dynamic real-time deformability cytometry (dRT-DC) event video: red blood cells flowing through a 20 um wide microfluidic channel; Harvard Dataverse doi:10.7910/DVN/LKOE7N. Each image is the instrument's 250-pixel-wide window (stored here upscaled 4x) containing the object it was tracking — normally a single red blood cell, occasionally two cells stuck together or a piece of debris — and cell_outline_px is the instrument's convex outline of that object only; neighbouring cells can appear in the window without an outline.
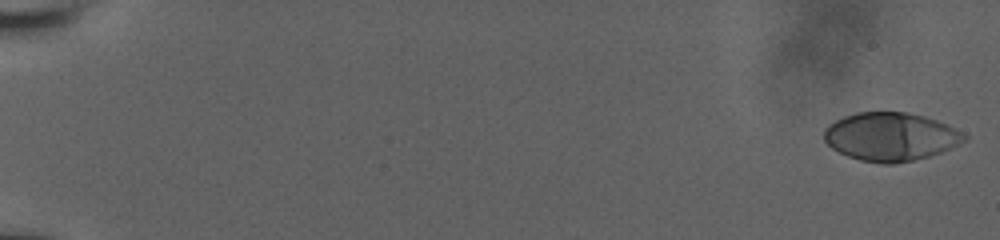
{"species": "human", "species_latin": "Homo sapiens", "temperature_condition": "room temperature", "stored_images_in_passage": 56, "camera_frame_rate_fps": 3000, "um_per_image_px": 0.085, "donor": {"sex": "male"}, "frame": {"image": 1, "passage_image": 1, "time_ms": 0.0, "image_size_px": [1000, 240], "cell_outline_px": [[968, 140], [960, 144], [940, 152], [928, 156], [912, 160], [892, 164], [880, 164], [860, 160], [848, 156], [832, 148], [824, 140], [824, 128], [828, 124], [844, 116], [856, 112], [908, 112], [924, 116], [948, 124], [964, 132], [968, 136]], "centroid_in_image_um": [75.72, 11.61], "position_along_channel_um": 9.3, "area_um2": 39.71}}
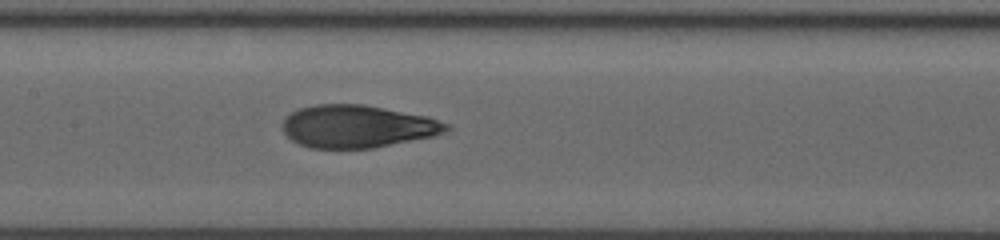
{"frame": {"image": 2, "passage_image": 30, "time_ms": 9.667, "image_size_px": [1000, 240], "cell_outline_px": [[448, 128], [444, 132], [432, 136], [372, 148], [308, 148], [292, 140], [284, 132], [280, 124], [284, 116], [300, 108], [316, 104], [364, 104], [428, 116], [448, 124]], "centroid_in_image_um": [30.32, 10.73], "position_along_channel_um": 177.1, "area_um2": 40.63}}
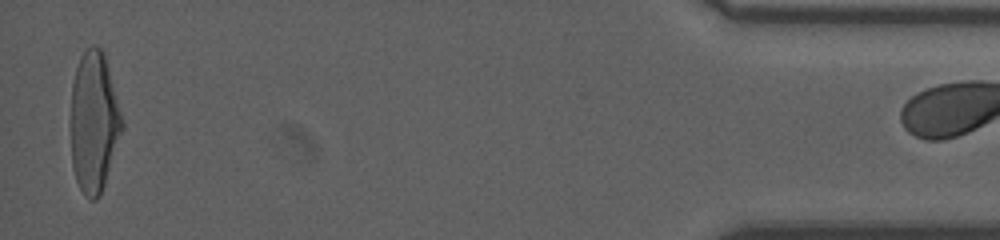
{"frame": {"image": 3, "passage_image": 55, "time_ms": 18.0, "image_size_px": [1000, 240], "cell_outline_px": [[124, 128], [100, 196], [96, 200], [88, 200], [84, 196], [76, 180], [72, 164], [72, 84], [76, 68], [80, 56], [92, 44], [96, 44], [104, 52], [124, 120]], "centroid_in_image_um": [8.01, 10.37], "position_along_channel_um": 427.2, "area_um2": 42.14}}